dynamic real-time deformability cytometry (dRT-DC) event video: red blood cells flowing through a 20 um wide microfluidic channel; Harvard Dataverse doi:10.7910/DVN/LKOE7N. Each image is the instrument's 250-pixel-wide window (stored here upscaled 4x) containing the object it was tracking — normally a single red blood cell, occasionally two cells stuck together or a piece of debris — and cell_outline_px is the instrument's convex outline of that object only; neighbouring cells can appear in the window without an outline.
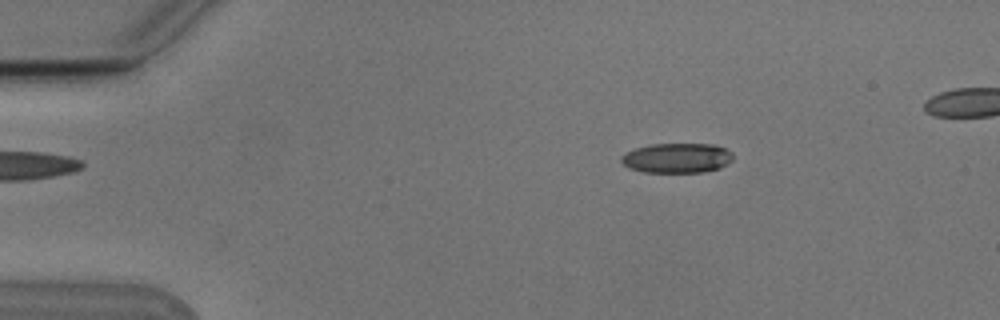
{"species": "Egyptian fruit bat (a non-hibernating species)", "species_latin": "Rousettus aegyptiacus", "temperature_condition": "cold", "stored_images_in_passage": 5, "camera_frame_rate_fps": 3000, "um_per_image_px": 0.085, "animal": {"sex": "male"}, "frame": {"image": 1, "passage_image": 2, "time_ms": 0.333, "image_size_px": [1000, 320], "cell_outline_px": [[732, 160], [728, 164], [720, 168], [704, 172], [644, 172], [628, 168], [620, 160], [620, 156], [624, 152], [636, 148], [652, 144], [716, 144], [732, 152]], "centroid_in_image_um": [57.54, 13.43], "position_along_channel_um": 27.5, "area_um2": 19.59}}